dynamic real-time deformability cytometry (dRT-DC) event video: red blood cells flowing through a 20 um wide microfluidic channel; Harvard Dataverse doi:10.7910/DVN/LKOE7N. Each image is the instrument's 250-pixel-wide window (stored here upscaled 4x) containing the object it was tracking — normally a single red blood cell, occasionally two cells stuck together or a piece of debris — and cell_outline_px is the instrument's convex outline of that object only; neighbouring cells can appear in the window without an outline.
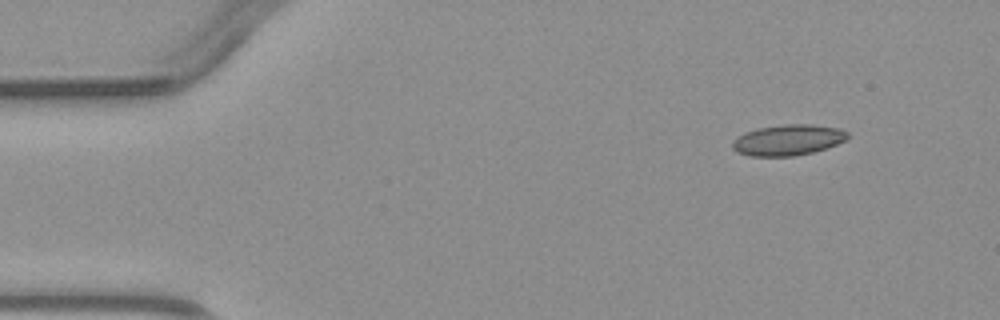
{"species": "common noctule bat (a hibernating species)", "species_latin": "Nyctalus noctula", "temperature_condition": "warm", "stored_images_in_passage": 5, "segment_of_instrument_passage": [2, 2], "camera_frame_rate_fps": 3000, "um_per_image_px": 0.085, "animal": {"sex": "male", "body_mass_g": 23.1, "forearm_length_mm": 52.7}, "frame": {"image": 1, "passage_image": 5, "time_ms": 4.667, "image_size_px": [1000, 320], "cell_outline_px": [[848, 136], [844, 140], [836, 144], [812, 152], [796, 156], [748, 156], [736, 152], [732, 148], [732, 140], [744, 132], [756, 128], [784, 124], [812, 124], [840, 128], [848, 132]], "centroid_in_image_um": [66.93, 11.89], "position_along_channel_um": 18.1, "area_um2": 20.81}}